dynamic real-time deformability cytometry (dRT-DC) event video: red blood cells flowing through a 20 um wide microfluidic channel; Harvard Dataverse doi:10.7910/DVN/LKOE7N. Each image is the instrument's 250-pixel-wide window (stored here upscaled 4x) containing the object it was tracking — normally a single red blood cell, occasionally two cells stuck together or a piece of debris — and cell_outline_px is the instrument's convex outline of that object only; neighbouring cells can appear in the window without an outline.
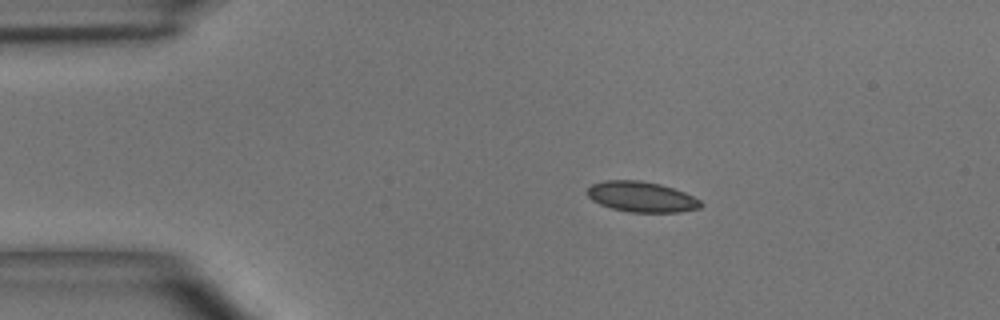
{"species": "common noctule bat (a hibernating species)", "species_latin": "Nyctalus noctula", "temperature_condition": "room temperature", "stored_images_in_passage": 42, "camera_frame_rate_fps": 3000, "um_per_image_px": 0.085, "animal": {"sex": "male", "body_mass_g": 15.6}, "frame": {"image": 1, "passage_image": 1, "time_ms": 0.0, "image_size_px": [1000, 320], "cell_outline_px": [[704, 204], [700, 208], [680, 212], [628, 212], [612, 208], [600, 204], [592, 200], [588, 196], [588, 188], [592, 184], [604, 180], [640, 180], [660, 184], [684, 192], [700, 200]], "centroid_in_image_um": [54.54, 16.73], "position_along_channel_um": 30.5, "area_um2": 20.11}}
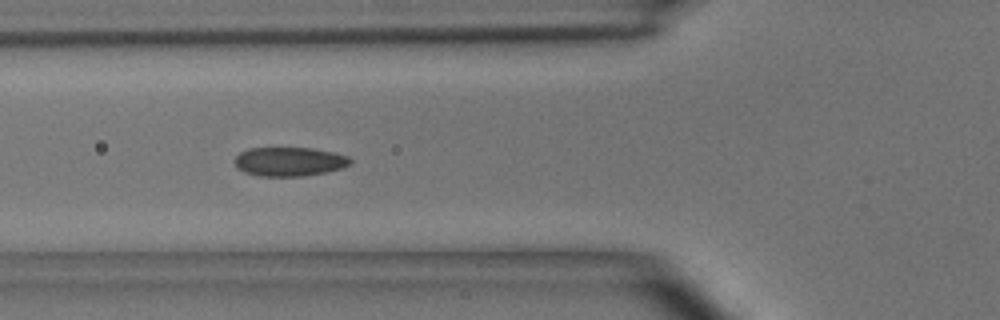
{"frame": {"image": 2, "passage_image": 10, "time_ms": 3.0, "image_size_px": [1000, 320], "cell_outline_px": [[352, 164], [344, 168], [324, 172], [300, 176], [260, 176], [244, 172], [236, 168], [236, 156], [240, 152], [248, 148], [312, 148], [332, 152], [348, 156], [352, 160]], "centroid_in_image_um": [24.61, 13.73], "position_along_channel_um": 101.2, "area_um2": 19.54}}
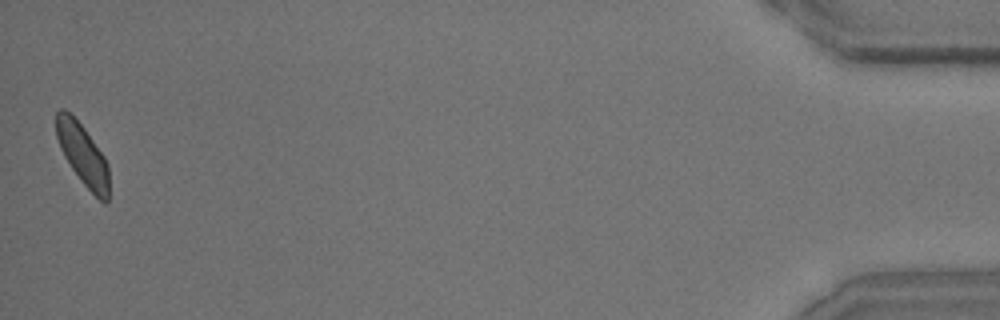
{"frame": {"image": 3, "passage_image": 42, "time_ms": 13.667, "image_size_px": [1000, 320], "cell_outline_px": [[108, 200], [104, 204], [84, 184], [72, 168], [64, 156], [60, 148], [56, 136], [56, 112], [60, 108], [64, 108], [84, 128], [104, 156], [108, 164]], "centroid_in_image_um": [7.02, 13.12], "position_along_channel_um": 428.2, "area_um2": 18.5}, "authors_computed_cell_mechanics": {"area_um2": 19.6809, "velocity_mm_per_s": 3.9169, "shape_relaxation_time_tau1_ms": 5.8575, "shape_relaxation_time_tau2_ms": 1.0739, "deformation_change_tau1": 0.1303, "deformation_change_tau2": 0.0537}}